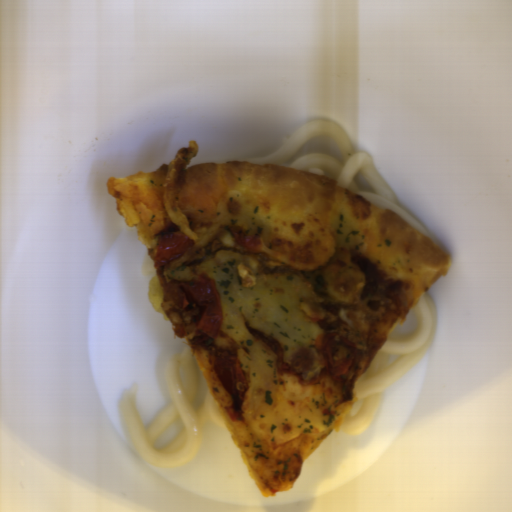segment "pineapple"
Segmentation results:
<instances>
[{
    "label": "pineapple",
    "instance_id": "1",
    "mask_svg": "<svg viewBox=\"0 0 512 512\" xmlns=\"http://www.w3.org/2000/svg\"><path fill=\"white\" fill-rule=\"evenodd\" d=\"M171 276L176 281L203 283L217 293L220 330L235 341L234 361L248 382L240 407L245 420L263 418L273 404L278 383L276 354L247 325L271 335L281 345L285 363L300 349L310 350L313 361L302 379L311 380L322 371L321 312L300 278L268 272L251 252L227 249L180 265Z\"/></svg>",
    "mask_w": 512,
    "mask_h": 512
},
{
    "label": "pineapple",
    "instance_id": "2",
    "mask_svg": "<svg viewBox=\"0 0 512 512\" xmlns=\"http://www.w3.org/2000/svg\"><path fill=\"white\" fill-rule=\"evenodd\" d=\"M189 143V147L180 149L169 162L164 183L163 203L173 224L180 227L178 233L189 237L195 243L198 241V234L191 230L179 204L184 171L189 161L197 157L199 151L198 141L193 139L189 140Z\"/></svg>",
    "mask_w": 512,
    "mask_h": 512
}]
</instances>
